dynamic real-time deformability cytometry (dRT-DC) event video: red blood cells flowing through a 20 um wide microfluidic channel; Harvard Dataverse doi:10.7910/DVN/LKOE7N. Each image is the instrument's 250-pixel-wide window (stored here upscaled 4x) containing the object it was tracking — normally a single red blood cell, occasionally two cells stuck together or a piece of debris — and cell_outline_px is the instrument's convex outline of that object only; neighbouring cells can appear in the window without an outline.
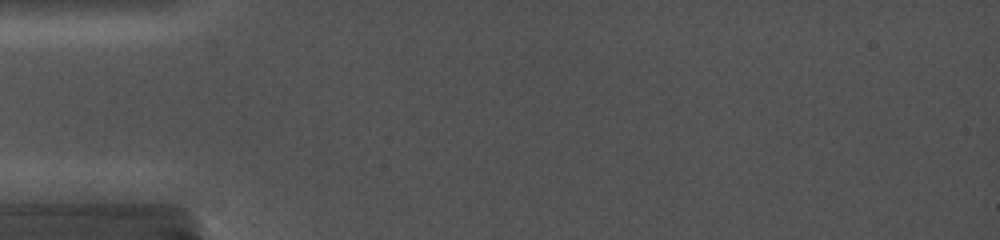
{"species": "common noctule bat (a hibernating species)", "species_latin": "Nyctalus noctula", "temperature_condition": "cold", "stored_images_in_passage": 2, "camera_frame_rate_fps": 5000, "um_per_image_px": 0.085, "animal": {"sex": "female", "body_mass_g": 19.0, "forearm_length_mm": 56.7}, "frame": {"image": 1, "passage_image": 2, "time_ms": 0.4, "image_size_px": [1000, 240], "cell_outline_px": [[976, 108], [968, 112], [840, 104], [836, 100], [860, 96], [944, 96], [968, 104]], "centroid_in_image_um": [77.37, 8.73], "position_along_channel_um": 7.6, "area_um2": 10.46}}